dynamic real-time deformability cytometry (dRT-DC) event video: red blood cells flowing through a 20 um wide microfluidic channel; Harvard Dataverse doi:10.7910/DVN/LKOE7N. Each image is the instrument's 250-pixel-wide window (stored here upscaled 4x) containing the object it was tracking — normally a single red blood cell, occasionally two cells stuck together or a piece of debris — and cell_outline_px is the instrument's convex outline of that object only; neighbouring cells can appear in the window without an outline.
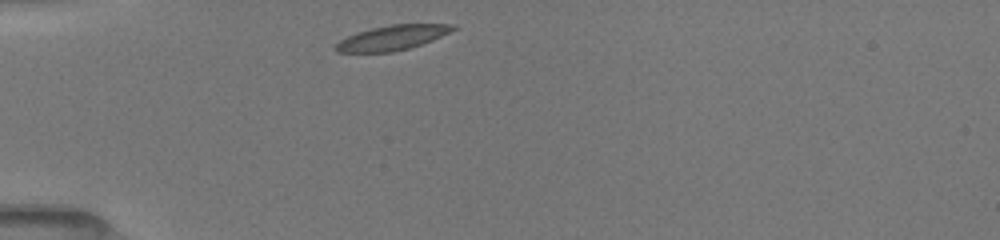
{"species": "common noctule bat (a hibernating species)", "species_latin": "Nyctalus noctula", "temperature_condition": "room temperature", "stored_images_in_passage": 17, "camera_frame_rate_fps": 3000, "um_per_image_px": 0.085, "animal": {"sex": "female", "body_mass_g": 19.5, "forearm_length_mm": 54.1}, "frame": {"image": 1, "passage_image": 1, "time_ms": 0.0, "image_size_px": [1000, 240], "cell_outline_px": [[456, 28], [432, 40], [408, 48], [392, 52], [336, 52], [336, 44], [340, 40], [356, 32], [372, 28], [392, 24], [456, 24]], "centroid_in_image_um": [33.32, 3.2], "position_along_channel_um": 51.7, "area_um2": 16.65}}
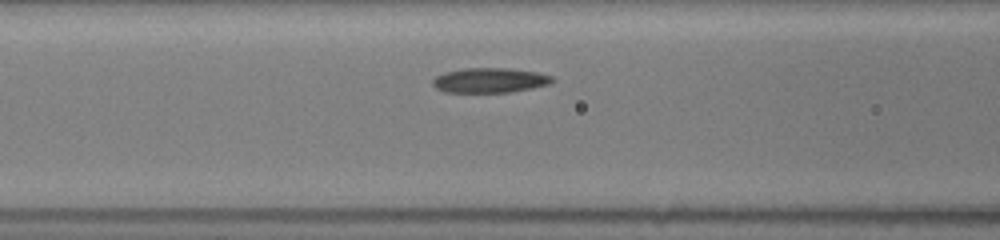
{"frame": {"image": 2, "passage_image": 9, "time_ms": 2.333, "image_size_px": [1000, 240], "cell_outline_px": [[556, 80], [552, 84], [512, 92], [444, 92], [436, 88], [432, 84], [432, 80], [436, 76], [444, 72], [464, 68], [508, 68], [536, 72], [552, 76]], "centroid_in_image_um": [41.65, 6.82], "position_along_channel_um": 124.9, "area_um2": 17.46}}
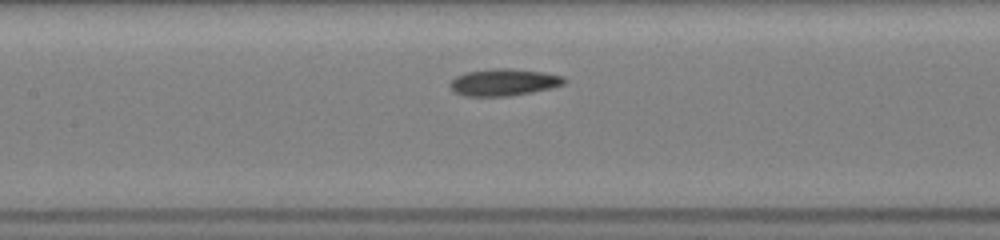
{"frame": {"image": 3, "passage_image": 12, "time_ms": 3.333, "image_size_px": [1000, 240], "cell_outline_px": [[568, 80], [564, 84], [552, 88], [532, 92], [508, 96], [464, 96], [452, 92], [448, 84], [456, 76], [468, 72], [492, 68], [512, 68], [544, 72], [564, 76]], "centroid_in_image_um": [42.83, 6.99], "position_along_channel_um": 164.6, "area_um2": 18.21}}